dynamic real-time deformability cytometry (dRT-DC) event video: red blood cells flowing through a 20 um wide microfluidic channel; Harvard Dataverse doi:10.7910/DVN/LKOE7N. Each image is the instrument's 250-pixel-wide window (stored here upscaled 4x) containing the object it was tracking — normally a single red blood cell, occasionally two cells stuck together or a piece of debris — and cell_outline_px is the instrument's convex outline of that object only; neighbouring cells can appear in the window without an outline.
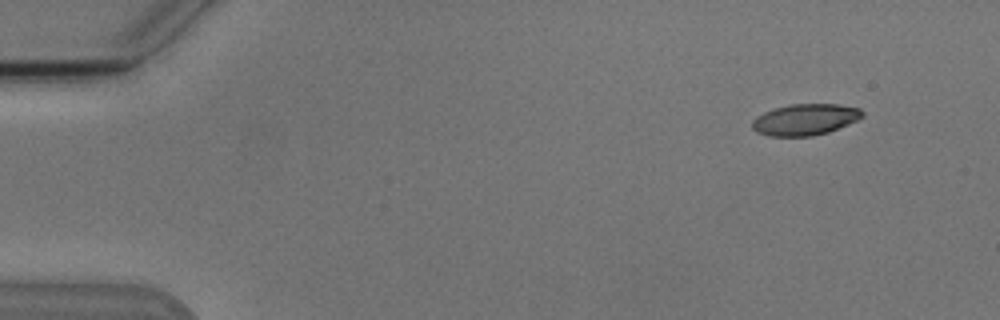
{"species": "Egyptian fruit bat (a non-hibernating species)", "species_latin": "Rousettus aegyptiacus", "temperature_condition": "cold", "stored_images_in_passage": 4, "camera_frame_rate_fps": 3000, "um_per_image_px": 0.085, "animal": {"sex": "male"}, "frame": {"image": 1, "passage_image": 1, "time_ms": 0.0, "image_size_px": [1000, 320], "cell_outline_px": [[864, 116], [848, 124], [828, 132], [812, 136], [768, 136], [756, 132], [752, 128], [752, 120], [756, 116], [764, 112], [776, 108], [792, 104], [836, 104], [860, 108], [864, 112]], "centroid_in_image_um": [68.42, 10.16], "position_along_channel_um": 16.6, "area_um2": 20.06}}
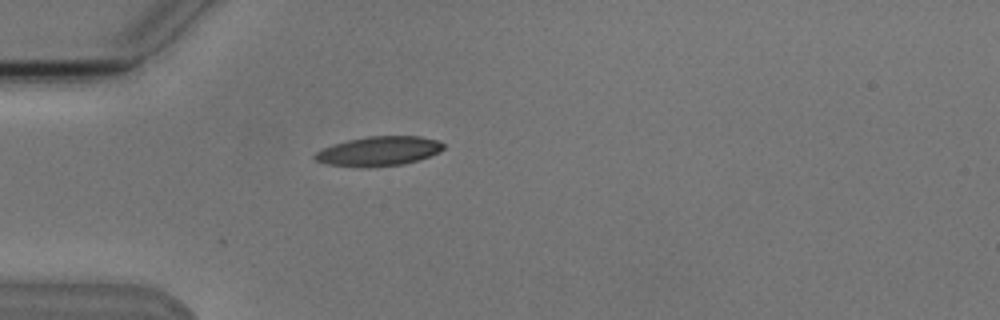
{"frame": {"image": 2, "passage_image": 4, "time_ms": 3.667, "image_size_px": [1000, 320], "cell_outline_px": [[444, 148], [440, 152], [404, 164], [364, 168], [328, 164], [316, 160], [312, 156], [316, 152], [324, 148], [348, 140], [368, 136], [420, 136], [436, 140], [444, 144]], "centroid_in_image_um": [32.2, 12.85], "position_along_channel_um": 52.8, "area_um2": 21.91}}